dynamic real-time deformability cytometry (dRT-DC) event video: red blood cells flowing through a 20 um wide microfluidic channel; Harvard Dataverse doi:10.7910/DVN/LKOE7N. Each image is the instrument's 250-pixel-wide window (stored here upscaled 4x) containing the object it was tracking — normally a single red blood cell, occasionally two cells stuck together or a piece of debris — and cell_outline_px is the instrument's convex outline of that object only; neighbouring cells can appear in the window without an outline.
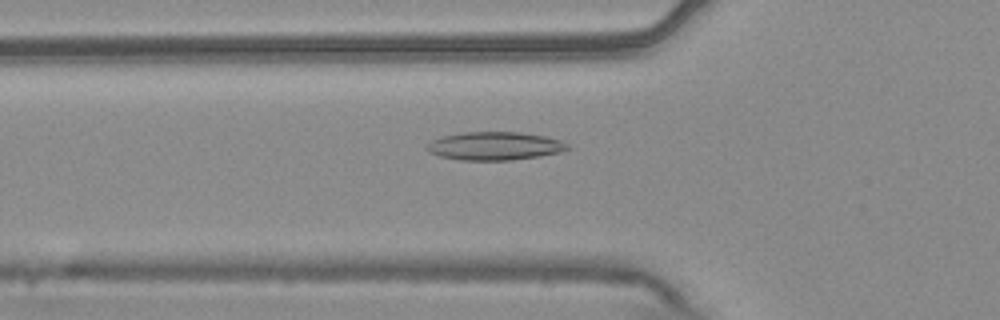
{"species": "common noctule bat (a hibernating species)", "species_latin": "Nyctalus noctula", "temperature_condition": "warm", "stored_images_in_passage": 54, "camera_frame_rate_fps": 3000, "um_per_image_px": 0.085, "animal": {"sex": "male", "body_mass_g": 20.4}, "frame": {"image": 1, "passage_image": 19, "time_ms": 6.0, "image_size_px": [1000, 320], "cell_outline_px": [[572, 148], [560, 152], [540, 156], [512, 160], [460, 160], [440, 156], [428, 152], [424, 148], [432, 140], [440, 136], [464, 132], [520, 132], [544, 136], [560, 140], [568, 144]], "centroid_in_image_um": [42.04, 12.41], "position_along_channel_um": 83.8, "area_um2": 23.29}}
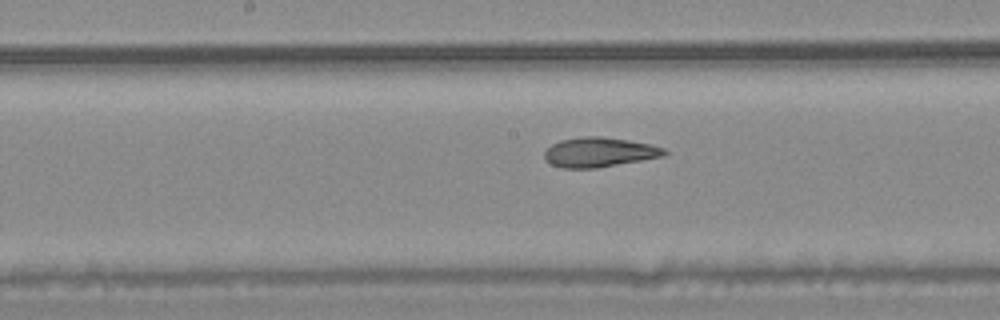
{"frame": {"image": 2, "passage_image": 28, "time_ms": 9.0, "image_size_px": [1000, 320], "cell_outline_px": [[668, 152], [664, 156], [596, 168], [560, 168], [544, 160], [544, 152], [552, 144], [560, 140], [584, 136], [600, 136], [628, 140], [652, 144], [664, 148]], "centroid_in_image_um": [50.93, 12.93], "position_along_channel_um": 197.3, "area_um2": 20.75}}
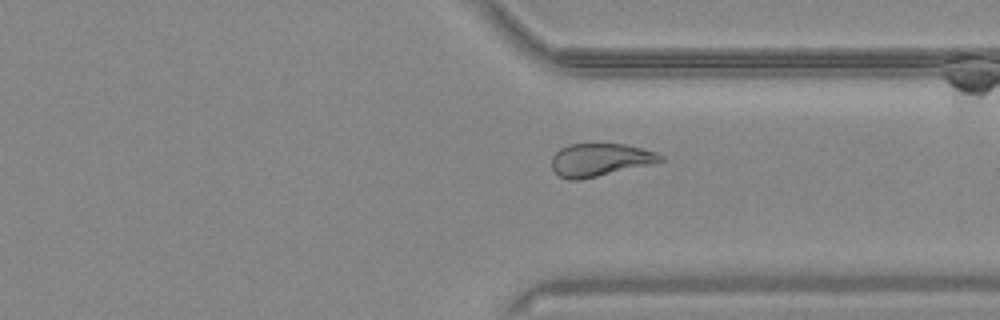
{"frame": {"image": 3, "passage_image": 41, "time_ms": 13.333, "image_size_px": [1000, 320], "cell_outline_px": [[664, 160], [656, 164], [580, 180], [568, 180], [560, 176], [552, 168], [552, 156], [560, 148], [568, 144], [624, 144], [656, 152], [664, 156]], "centroid_in_image_um": [51.04, 13.6], "position_along_channel_um": 360.4, "area_um2": 21.04}, "authors_computed_cell_mechanics": {"area_um2": 22.7732, "velocity_mm_per_s": 3.7562, "shape_relaxation_time_tau1_ms": 10.6382, "shape_relaxation_time_tau2_ms": 2.4618, "deformation_change_tau1": 0.2256, "deformation_change_tau2": 0.0944}}